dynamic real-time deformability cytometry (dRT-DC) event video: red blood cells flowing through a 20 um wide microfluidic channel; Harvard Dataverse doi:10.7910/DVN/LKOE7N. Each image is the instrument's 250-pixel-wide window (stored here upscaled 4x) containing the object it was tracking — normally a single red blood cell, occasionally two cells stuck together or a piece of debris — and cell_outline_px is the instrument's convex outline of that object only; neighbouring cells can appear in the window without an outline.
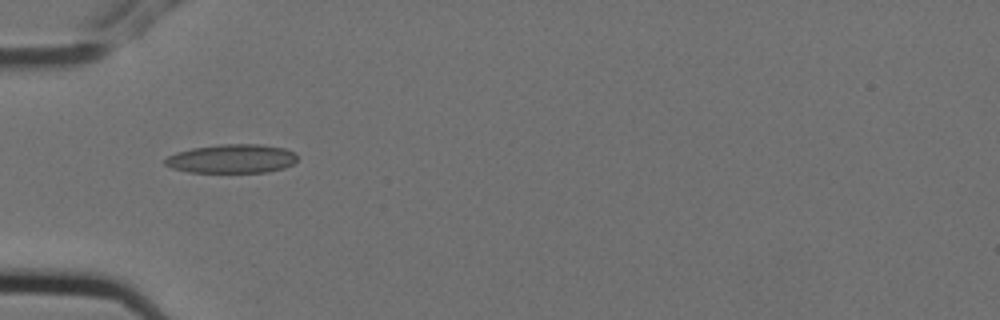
{"species": "Egyptian fruit bat (a non-hibernating species)", "species_latin": "Rousettus aegyptiacus", "temperature_condition": "cold", "stored_images_in_passage": 4, "camera_frame_rate_fps": 3000, "um_per_image_px": 0.085, "animal": {"sex": "female"}, "frame": {"image": 1, "passage_image": 1, "time_ms": 0.0, "image_size_px": [1000, 320], "cell_outline_px": [[296, 160], [292, 164], [284, 168], [268, 172], [188, 172], [172, 168], [164, 164], [164, 160], [168, 156], [176, 152], [192, 148], [220, 144], [260, 144], [284, 148], [296, 152]], "centroid_in_image_um": [19.7, 13.49], "position_along_channel_um": 65.3, "area_um2": 22.31}}
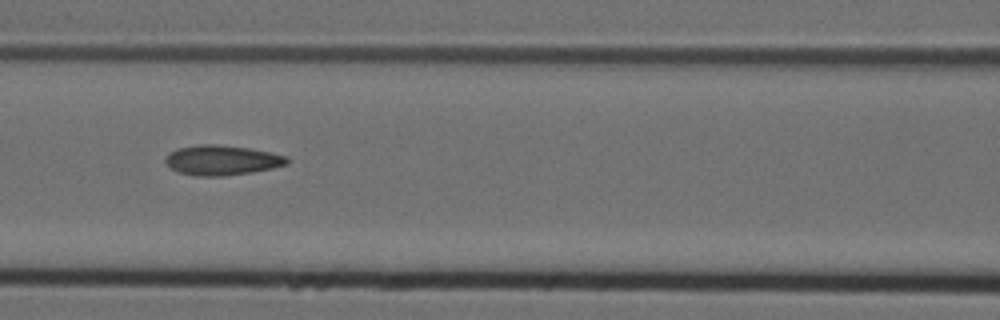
{"frame": {"image": 2, "passage_image": 3, "time_ms": 0.667, "image_size_px": [1000, 320], "cell_outline_px": [[288, 164], [272, 168], [252, 172], [224, 176], [196, 176], [180, 172], [172, 168], [164, 160], [168, 152], [176, 148], [200, 144], [216, 144], [248, 148], [288, 156]], "centroid_in_image_um": [18.85, 13.61], "position_along_channel_um": 147.8, "area_um2": 21.15}}
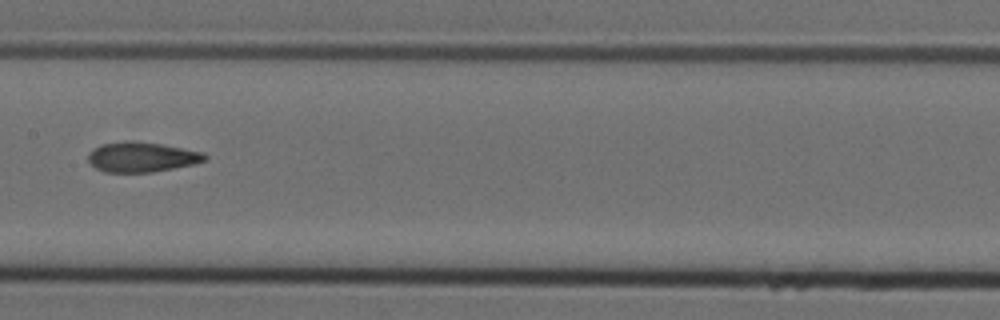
{"frame": {"image": 3, "passage_image": 4, "time_ms": 1.0, "image_size_px": [1000, 320], "cell_outline_px": [[208, 156], [204, 160], [192, 164], [152, 172], [104, 172], [96, 168], [88, 160], [88, 152], [92, 148], [100, 144], [124, 140], [132, 140], [160, 144], [204, 152]], "centroid_in_image_um": [11.99, 13.33], "position_along_channel_um": 195.4, "area_um2": 20.4}}